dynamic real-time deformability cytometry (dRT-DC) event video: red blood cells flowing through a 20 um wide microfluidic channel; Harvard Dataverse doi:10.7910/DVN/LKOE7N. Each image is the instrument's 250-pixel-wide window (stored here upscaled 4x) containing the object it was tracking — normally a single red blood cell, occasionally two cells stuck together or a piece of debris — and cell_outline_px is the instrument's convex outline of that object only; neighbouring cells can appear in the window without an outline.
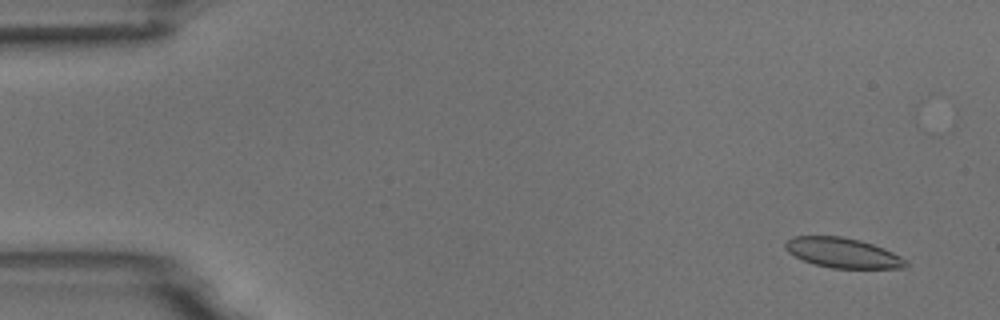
{"species": "common noctule bat (a hibernating species)", "species_latin": "Nyctalus noctula", "temperature_condition": "room temperature", "stored_images_in_passage": 55, "camera_frame_rate_fps": 3000, "um_per_image_px": 0.085, "animal": {"sex": "male", "body_mass_g": 18.8}, "frame": {"image": 1, "passage_image": 4, "time_ms": 1.0, "image_size_px": [1000, 320], "cell_outline_px": [[908, 268], [832, 268], [816, 264], [804, 260], [788, 252], [784, 248], [784, 244], [792, 236], [840, 236], [860, 240], [884, 248], [900, 256], [908, 264]], "centroid_in_image_um": [71.63, 21.49], "position_along_channel_um": 13.4, "area_um2": 20.87}}
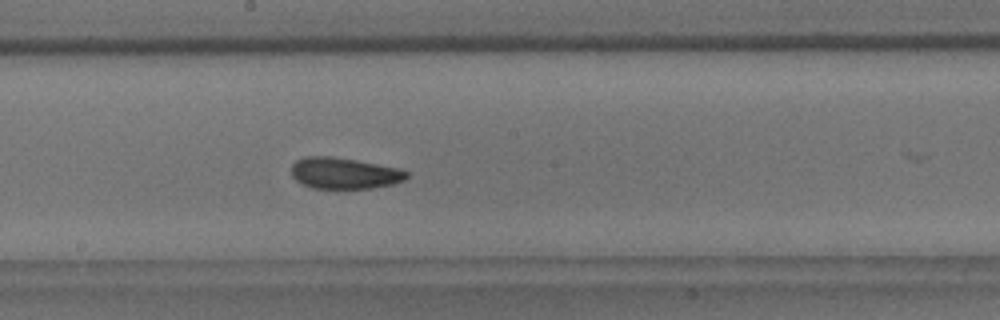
{"frame": {"image": 2, "passage_image": 30, "time_ms": 9.667, "image_size_px": [1000, 320], "cell_outline_px": [[408, 176], [404, 180], [392, 184], [372, 188], [312, 188], [296, 180], [292, 176], [292, 164], [296, 160], [304, 156], [332, 156], [356, 160], [400, 168], [408, 172]], "centroid_in_image_um": [29.26, 14.71], "position_along_channel_um": 218.9, "area_um2": 20.98}}
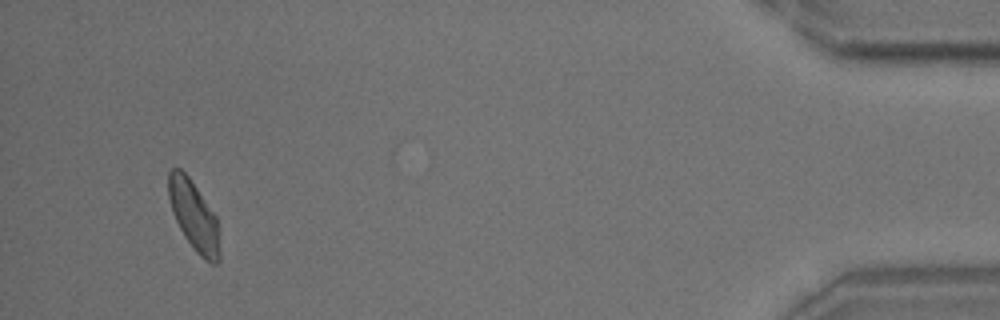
{"frame": {"image": 3, "passage_image": 52, "time_ms": 17.0, "image_size_px": [1000, 320], "cell_outline_px": [[220, 260], [216, 264], [212, 264], [204, 260], [196, 252], [184, 236], [172, 212], [168, 196], [168, 172], [172, 168], [180, 168], [188, 176], [216, 216], [220, 252]], "centroid_in_image_um": [16.47, 18.36], "position_along_channel_um": 418.7, "area_um2": 20.63}, "authors_computed_cell_mechanics": {"area_um2": 21.097, "velocity_mm_per_s": 3.724, "shape_relaxation_time_tau1_ms": 4.5036, "shape_relaxation_time_tau2_ms": 2.5512, "deformation_change_tau1": 0.089, "deformation_change_tau2": 0.0741}}